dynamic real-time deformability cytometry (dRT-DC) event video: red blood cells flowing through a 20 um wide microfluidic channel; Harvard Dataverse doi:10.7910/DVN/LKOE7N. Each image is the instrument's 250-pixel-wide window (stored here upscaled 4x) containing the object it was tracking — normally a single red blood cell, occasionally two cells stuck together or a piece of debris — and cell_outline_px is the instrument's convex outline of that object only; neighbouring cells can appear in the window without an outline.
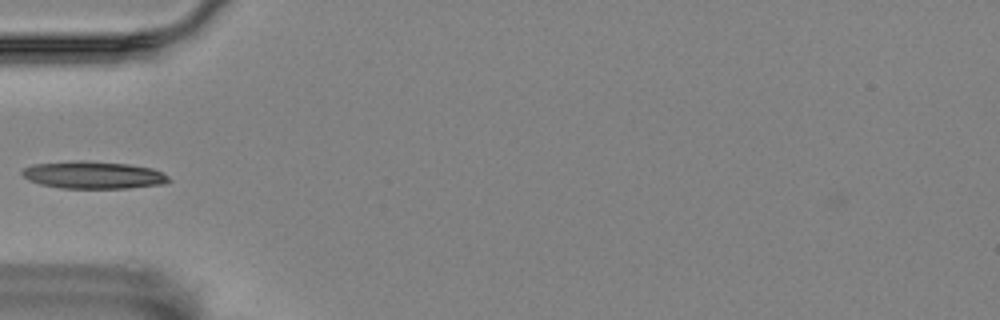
{"species": "Egyptian fruit bat (a non-hibernating species)", "species_latin": "Rousettus aegyptiacus", "temperature_condition": "room temperature", "stored_images_in_passage": 3, "camera_frame_rate_fps": 3000, "um_per_image_px": 0.085, "animal": {"sex": "female"}, "frame": {"image": 1, "passage_image": 1, "time_ms": 0.0, "image_size_px": [1000, 320], "cell_outline_px": [[172, 180], [164, 184], [128, 188], [60, 188], [40, 184], [28, 180], [20, 172], [24, 168], [32, 164], [72, 160], [84, 160], [128, 164], [152, 168], [168, 176]], "centroid_in_image_um": [7.91, 14.87], "position_along_channel_um": 77.1, "area_um2": 23.58}}
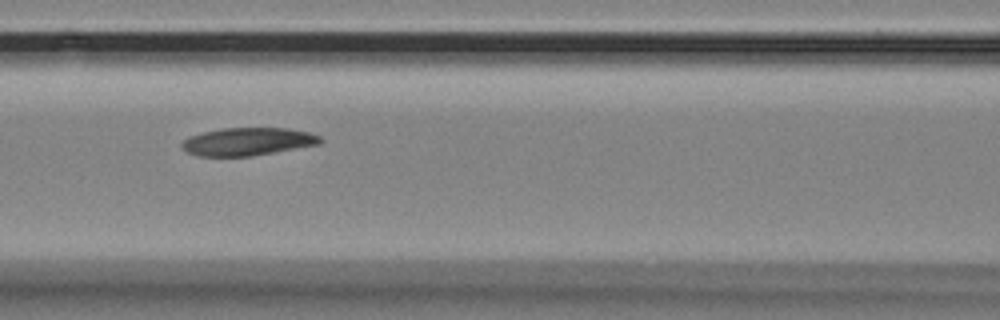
{"frame": {"image": 2, "passage_image": 3, "time_ms": 0.667, "image_size_px": [1000, 320], "cell_outline_px": [[324, 140], [320, 144], [252, 156], [196, 156], [180, 148], [180, 144], [188, 136], [204, 132], [224, 128], [288, 128], [308, 132], [320, 136]], "centroid_in_image_um": [21.05, 12.04], "position_along_channel_um": 145.6, "area_um2": 22.54}}